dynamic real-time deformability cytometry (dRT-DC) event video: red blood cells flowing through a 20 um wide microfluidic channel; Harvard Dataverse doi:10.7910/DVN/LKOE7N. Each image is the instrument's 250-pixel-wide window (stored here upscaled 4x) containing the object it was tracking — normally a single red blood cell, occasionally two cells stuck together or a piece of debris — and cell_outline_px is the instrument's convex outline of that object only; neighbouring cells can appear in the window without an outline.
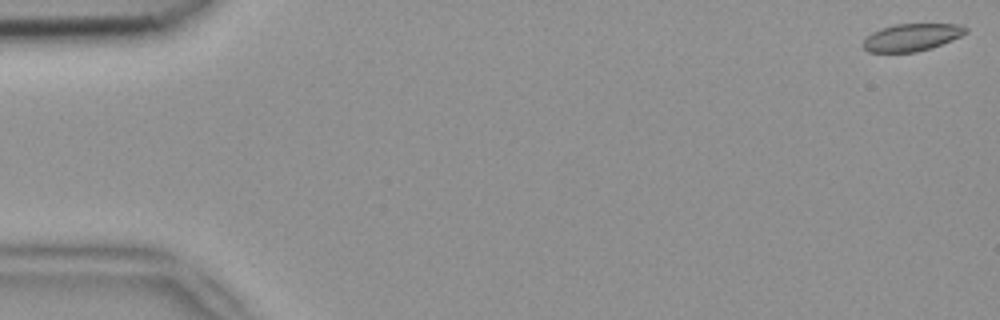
{"species": "common noctule bat (a hibernating species)", "species_latin": "Nyctalus noctula", "temperature_condition": "room temperature", "stored_images_in_passage": 12, "camera_frame_rate_fps": 3000, "um_per_image_px": 0.085, "animal": {"sex": "female", "body_mass_g": 18.4}, "frame": {"image": 1, "passage_image": 1, "time_ms": 0.0, "image_size_px": [1000, 320], "cell_outline_px": [[968, 32], [952, 40], [932, 48], [916, 52], [868, 52], [864, 48], [864, 40], [872, 32], [896, 24], [960, 24], [968, 28]], "centroid_in_image_um": [77.54, 3.17], "position_along_channel_um": 7.5, "area_um2": 16.24}}